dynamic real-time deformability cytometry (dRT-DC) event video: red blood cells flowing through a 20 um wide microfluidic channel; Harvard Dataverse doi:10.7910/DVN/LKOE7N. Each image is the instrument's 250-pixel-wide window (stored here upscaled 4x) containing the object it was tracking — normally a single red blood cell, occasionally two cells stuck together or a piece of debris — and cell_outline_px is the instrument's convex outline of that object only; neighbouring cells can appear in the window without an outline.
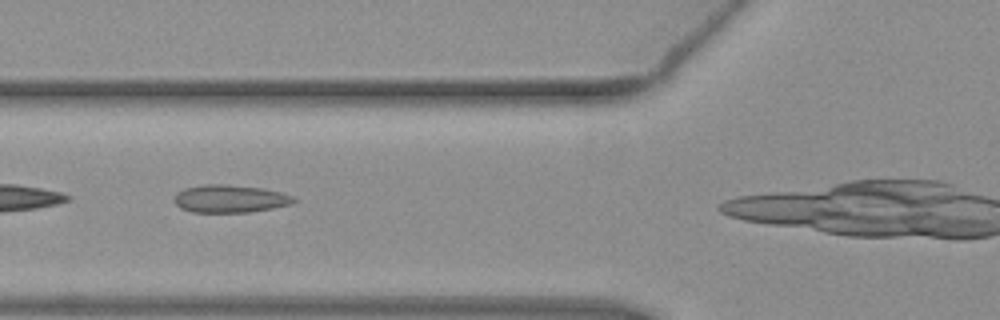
{"species": "common noctule bat (a hibernating species)", "species_latin": "Nyctalus noctula", "temperature_condition": "warm", "stored_images_in_passage": 7, "camera_frame_rate_fps": 3000, "um_per_image_px": 0.085, "animal": {"sex": "female", "body_mass_g": 19.3, "forearm_length_mm": 54.1}, "frame": {"image": 1, "passage_image": 4, "time_ms": 1.0, "image_size_px": [1000, 320], "cell_outline_px": [[296, 200], [292, 204], [272, 208], [248, 212], [192, 212], [180, 208], [172, 200], [184, 188], [204, 184], [224, 184], [260, 188], [280, 192], [292, 196]], "centroid_in_image_um": [19.53, 16.89], "position_along_channel_um": 106.3, "area_um2": 19.13}}